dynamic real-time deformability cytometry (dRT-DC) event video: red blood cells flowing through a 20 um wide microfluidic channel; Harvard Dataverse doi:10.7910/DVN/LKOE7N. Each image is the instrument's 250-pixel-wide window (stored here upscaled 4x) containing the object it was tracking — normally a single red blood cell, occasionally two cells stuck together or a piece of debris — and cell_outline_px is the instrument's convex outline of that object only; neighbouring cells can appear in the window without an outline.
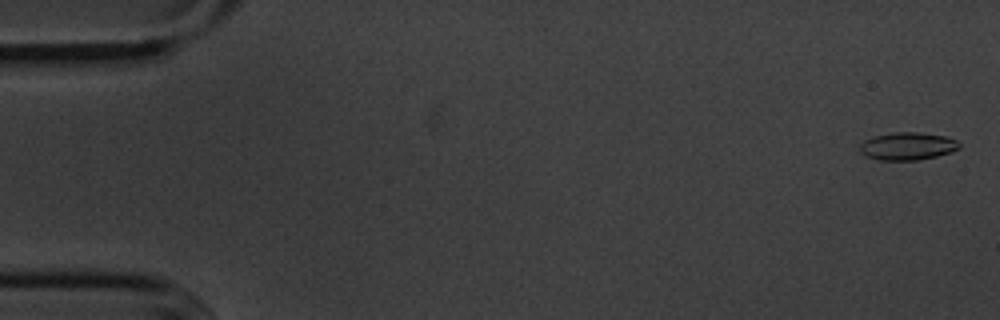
{"species": "common noctule bat (a hibernating species)", "species_latin": "Nyctalus noctula", "temperature_condition": "cold", "stored_images_in_passage": 56, "camera_frame_rate_fps": 3000, "um_per_image_px": 0.085, "animal": {"sex": "male", "body_mass_g": 20.1, "forearm_length_mm": 53.5}, "frame": {"image": 1, "passage_image": 2, "time_ms": 0.333, "image_size_px": [1000, 320], "cell_outline_px": [[960, 148], [952, 152], [936, 156], [916, 160], [880, 160], [868, 156], [860, 152], [860, 144], [864, 140], [876, 136], [892, 132], [916, 132], [948, 136], [956, 140], [960, 144]], "centroid_in_image_um": [77.17, 12.42], "position_along_channel_um": 7.8, "area_um2": 16.01}}
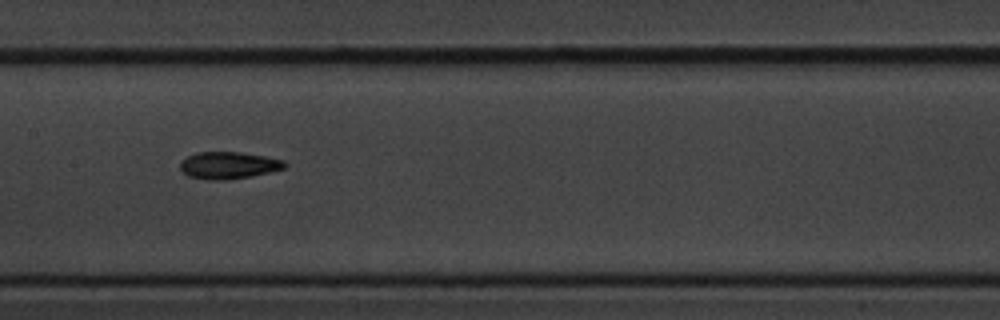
{"frame": {"image": 2, "passage_image": 28, "time_ms": 9.0, "image_size_px": [1000, 320], "cell_outline_px": [[288, 164], [284, 168], [252, 176], [228, 180], [208, 180], [188, 176], [180, 168], [180, 160], [196, 152], [240, 152], [264, 156], [284, 160]], "centroid_in_image_um": [19.41, 14.05], "position_along_channel_um": 188.0, "area_um2": 16.53}}
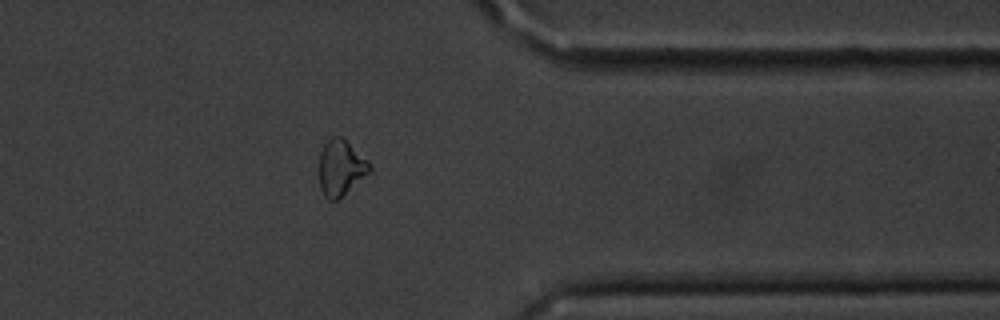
{"frame": {"image": 3, "passage_image": 45, "time_ms": 14.667, "image_size_px": [1000, 320], "cell_outline_px": [[372, 172], [336, 200], [328, 200], [324, 196], [320, 188], [320, 152], [324, 144], [332, 136], [340, 136], [368, 160], [372, 168]], "centroid_in_image_um": [28.98, 14.27], "position_along_channel_um": 382.4, "area_um2": 16.3}, "authors_computed_cell_mechanics": {"area_um2": 16.1551, "velocity_mm_per_s": 3.6256, "shape_relaxation_time_tau1_ms": 4.8131, "shape_relaxation_time_tau2_ms": 5.4459, "deformation_change_tau1": 0.1195, "deformation_change_tau2": 0.1115}}